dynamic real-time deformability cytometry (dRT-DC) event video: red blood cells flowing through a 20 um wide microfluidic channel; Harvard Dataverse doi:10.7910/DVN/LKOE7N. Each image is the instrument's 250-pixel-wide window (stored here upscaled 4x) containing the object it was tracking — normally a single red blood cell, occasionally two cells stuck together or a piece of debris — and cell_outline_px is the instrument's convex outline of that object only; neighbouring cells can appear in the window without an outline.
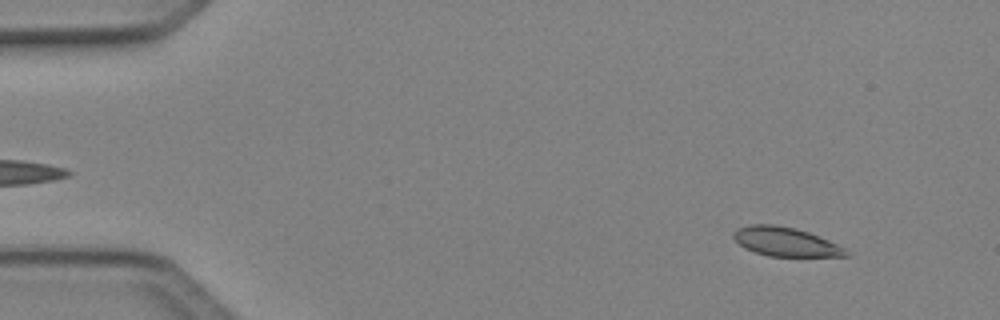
{"species": "Egyptian fruit bat (a non-hibernating species)", "species_latin": "Rousettus aegyptiacus", "temperature_condition": "cold", "stored_images_in_passage": 50, "camera_frame_rate_fps": 3000, "um_per_image_px": 0.085, "animal": {"sex": "female"}, "frame": {"image": 1, "passage_image": 5, "time_ms": 1.333, "image_size_px": [1000, 320], "cell_outline_px": [[852, 256], [768, 256], [744, 248], [732, 236], [732, 232], [736, 228], [752, 224], [776, 224], [796, 228], [820, 236], [852, 252]], "centroid_in_image_um": [66.78, 20.54], "position_along_channel_um": 18.2, "area_um2": 19.13}}
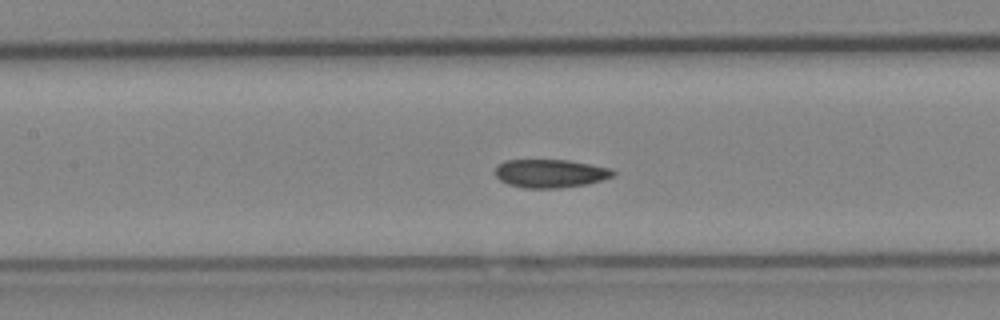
{"frame": {"image": 2, "passage_image": 23, "time_ms": 7.333, "image_size_px": [1000, 320], "cell_outline_px": [[616, 172], [612, 176], [600, 180], [584, 184], [560, 188], [524, 188], [508, 184], [500, 180], [496, 176], [496, 164], [504, 160], [568, 160], [612, 168]], "centroid_in_image_um": [46.75, 14.73], "position_along_channel_um": 160.7, "area_um2": 19.42}}
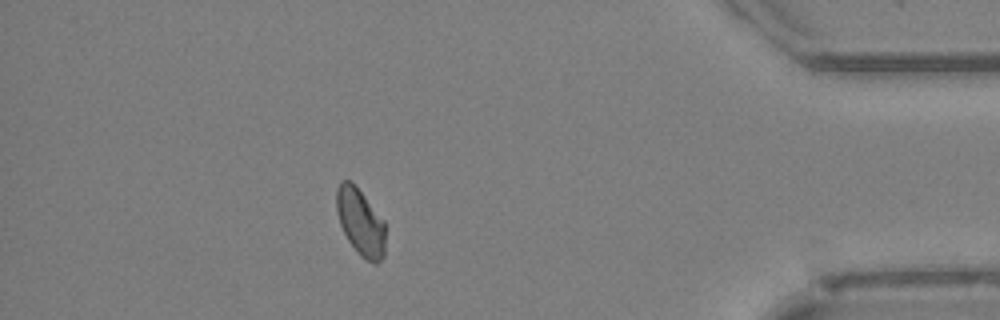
{"frame": {"image": 3, "passage_image": 44, "time_ms": 14.333, "image_size_px": [1000, 320], "cell_outline_px": [[384, 256], [376, 264], [372, 264], [360, 256], [356, 252], [348, 240], [340, 224], [336, 208], [336, 188], [340, 180], [352, 180], [384, 220]], "centroid_in_image_um": [30.62, 18.86], "position_along_channel_um": 404.6, "area_um2": 19.25}, "authors_computed_cell_mechanics": {"area_um2": 19.3919, "velocity_mm_per_s": 4.0981, "shape_relaxation_time_tau1_ms": null, "shape_relaxation_time_tau2_ms": 2.0022, "deformation_change_tau1": null, "deformation_change_tau2": 0.0446}}